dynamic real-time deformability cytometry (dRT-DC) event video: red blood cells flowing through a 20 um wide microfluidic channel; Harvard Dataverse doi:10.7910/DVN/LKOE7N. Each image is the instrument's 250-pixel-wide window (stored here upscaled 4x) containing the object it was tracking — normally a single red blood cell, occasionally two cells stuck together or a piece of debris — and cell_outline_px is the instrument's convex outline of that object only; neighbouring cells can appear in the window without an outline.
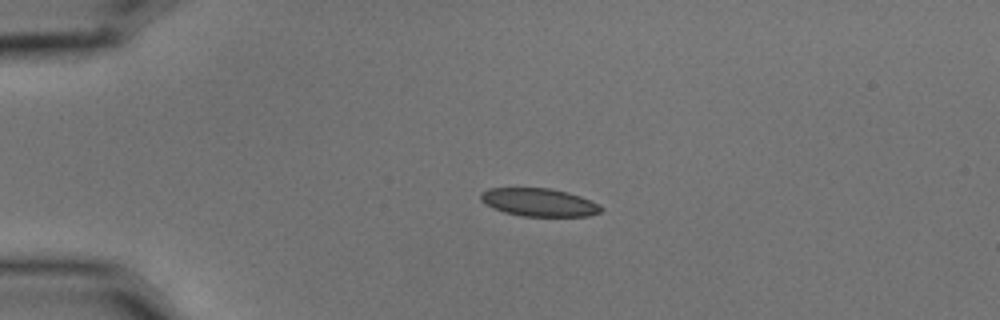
{"species": "common noctule bat (a hibernating species)", "species_latin": "Nyctalus noctula", "temperature_condition": "cold", "stored_images_in_passage": 3, "segment_of_instrument_passage": [1, 2], "camera_frame_rate_fps": 3000, "um_per_image_px": 0.085, "animal": {"sex": "male", "body_mass_g": 15.6}, "frame": {"image": 1, "passage_image": 1, "time_ms": 0.0, "image_size_px": [1000, 320], "cell_outline_px": [[604, 208], [600, 212], [588, 216], [524, 216], [504, 212], [492, 208], [484, 204], [480, 200], [480, 192], [488, 188], [548, 188], [568, 192], [580, 196], [600, 204]], "centroid_in_image_um": [45.79, 17.19], "position_along_channel_um": 39.2, "area_um2": 19.77}}